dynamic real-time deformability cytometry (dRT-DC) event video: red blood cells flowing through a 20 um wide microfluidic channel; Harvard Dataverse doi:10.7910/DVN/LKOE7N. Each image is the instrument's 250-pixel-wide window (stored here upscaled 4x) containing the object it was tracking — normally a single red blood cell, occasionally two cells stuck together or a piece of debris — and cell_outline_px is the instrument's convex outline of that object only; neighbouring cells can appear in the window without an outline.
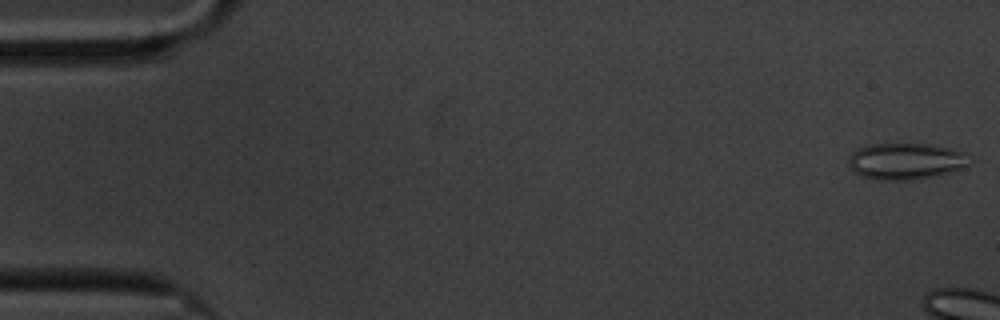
{"species": "common noctule bat (a hibernating species)", "species_latin": "Nyctalus noctula", "temperature_condition": "cold", "stored_images_in_passage": 8, "camera_frame_rate_fps": 3000, "um_per_image_px": 0.085, "animal": {"sex": "male", "body_mass_g": 20.1, "forearm_length_mm": 53.5}, "frame": {"image": 1, "passage_image": 1, "time_ms": 0.0, "image_size_px": [1000, 320], "cell_outline_px": [[972, 160], [968, 164], [960, 168], [936, 176], [912, 180], [880, 180], [860, 176], [848, 164], [848, 156], [852, 152], [860, 148], [872, 144], [928, 144], [948, 148], [964, 152]], "centroid_in_image_um": [76.98, 13.71], "position_along_channel_um": 8.0, "area_um2": 25.55}}